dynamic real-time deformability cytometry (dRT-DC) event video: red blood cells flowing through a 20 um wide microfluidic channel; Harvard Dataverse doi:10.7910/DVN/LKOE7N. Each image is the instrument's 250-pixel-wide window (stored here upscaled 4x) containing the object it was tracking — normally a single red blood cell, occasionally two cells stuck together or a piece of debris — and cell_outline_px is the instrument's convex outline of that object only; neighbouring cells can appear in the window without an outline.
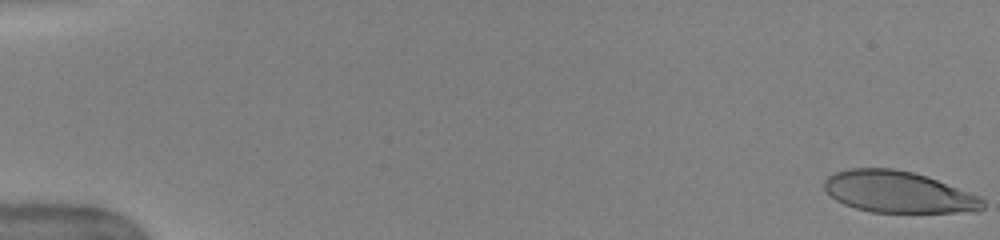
{"species": "human", "species_latin": "Homo sapiens", "temperature_condition": "warm", "stored_images_in_passage": 47, "camera_frame_rate_fps": 3000, "um_per_image_px": 0.085, "donor": {"sex": "female"}, "frame": {"image": 1, "passage_image": 1, "time_ms": 0.0, "image_size_px": [1000, 240], "cell_outline_px": [[984, 208], [976, 212], [872, 212], [856, 208], [844, 204], [836, 200], [824, 188], [824, 180], [832, 172], [848, 168], [892, 168], [912, 172], [928, 176], [980, 196], [984, 200]], "centroid_in_image_um": [76.36, 16.31], "position_along_channel_um": 8.6, "area_um2": 38.55}}
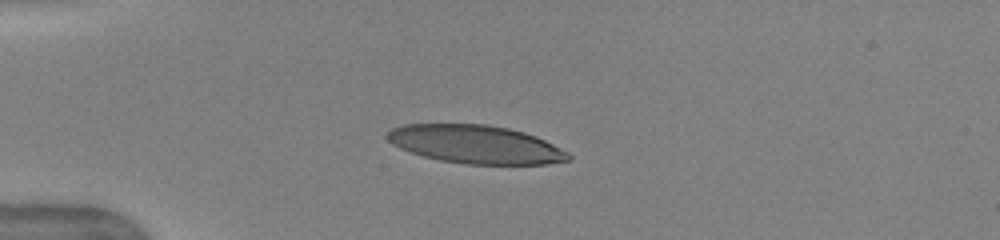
{"frame": {"image": 2, "passage_image": 14, "time_ms": 4.333, "image_size_px": [1000, 240], "cell_outline_px": [[572, 160], [548, 164], [464, 164], [440, 160], [424, 156], [400, 148], [392, 144], [384, 136], [392, 128], [404, 124], [488, 124], [508, 128], [524, 132], [536, 136], [568, 152], [572, 156]], "centroid_in_image_um": [40.44, 12.27], "position_along_channel_um": 44.6, "area_um2": 40.46}}
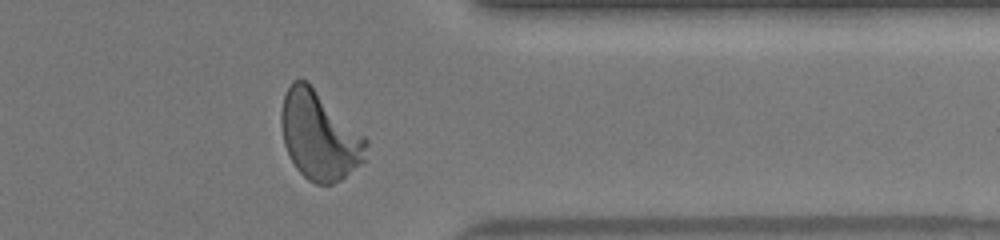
{"frame": {"image": 3, "passage_image": 42, "time_ms": 13.667, "image_size_px": [1000, 240], "cell_outline_px": [[368, 144], [364, 160], [360, 164], [340, 180], [332, 184], [316, 184], [308, 180], [296, 168], [284, 144], [280, 124], [280, 112], [284, 96], [292, 80], [308, 80], [368, 140]], "centroid_in_image_um": [27.13, 11.51], "position_along_channel_um": 384.3, "area_um2": 43.7}, "authors_computed_cell_mechanics": {"area_um2": 42.0784, "velocity_mm_per_s": 4.0182, "shape_relaxation_time_tau1_ms": 3.8648, "shape_relaxation_time_tau2_ms": null, "deformation_change_tau1": 0.2234, "deformation_change_tau2": null}}